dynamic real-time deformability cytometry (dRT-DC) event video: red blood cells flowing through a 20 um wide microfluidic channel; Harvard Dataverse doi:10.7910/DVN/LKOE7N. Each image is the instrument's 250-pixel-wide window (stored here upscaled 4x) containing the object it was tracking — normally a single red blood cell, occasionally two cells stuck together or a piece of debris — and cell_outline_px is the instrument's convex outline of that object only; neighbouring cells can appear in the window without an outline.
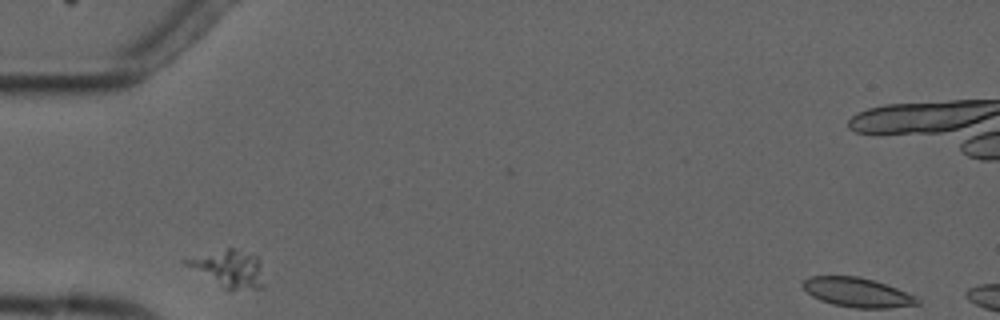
{"species": "common noctule bat (a hibernating species)", "species_latin": "Nyctalus noctula", "temperature_condition": "cold", "stored_images_in_passage": 4, "camera_frame_rate_fps": 3000, "um_per_image_px": 0.085, "animal": {"sex": "male", "forearm_length_mm": 52.5}, "frame": {"image": 1, "passage_image": 1, "time_ms": 0.0, "image_size_px": [1000, 320], "cell_outline_px": [[264, 288], [228, 292], [184, 264], [180, 260], [228, 248], [232, 248], [256, 256], [260, 260], [264, 284]], "centroid_in_image_um": [19.47, 22.89], "position_along_channel_um": 65.5, "area_um2": 17.11}}
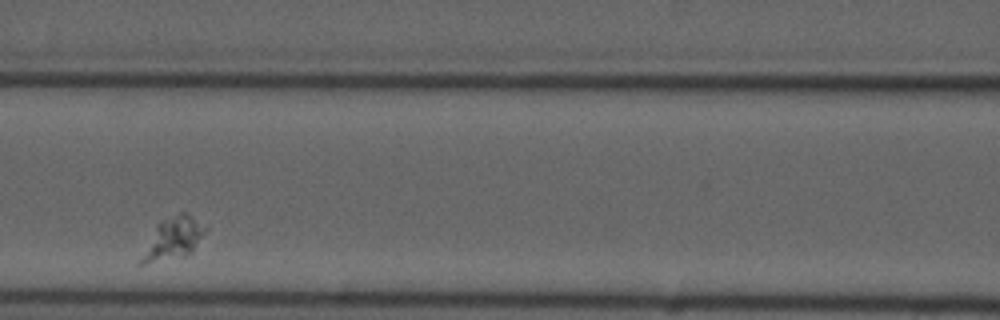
{"frame": {"image": 2, "passage_image": 3, "time_ms": 2.667, "image_size_px": [1000, 320], "cell_outline_px": [[208, 228], [192, 252], [188, 256], [144, 264], [136, 264], [156, 224], [180, 212], [184, 212], [192, 216]], "centroid_in_image_um": [14.69, 20.31], "position_along_channel_um": 151.9, "area_um2": 15.78}}
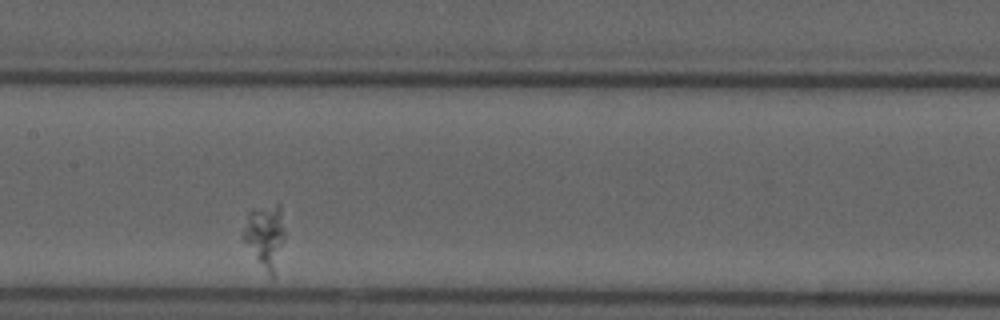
{"frame": {"image": 3, "passage_image": 4, "time_ms": 3.667, "image_size_px": [1000, 320], "cell_outline_px": [[284, 240], [272, 280], [268, 276], [244, 240], [244, 228], [248, 212], [276, 204], [280, 204], [284, 228]], "centroid_in_image_um": [22.57, 20.07], "position_along_channel_um": 184.8, "area_um2": 14.74}}